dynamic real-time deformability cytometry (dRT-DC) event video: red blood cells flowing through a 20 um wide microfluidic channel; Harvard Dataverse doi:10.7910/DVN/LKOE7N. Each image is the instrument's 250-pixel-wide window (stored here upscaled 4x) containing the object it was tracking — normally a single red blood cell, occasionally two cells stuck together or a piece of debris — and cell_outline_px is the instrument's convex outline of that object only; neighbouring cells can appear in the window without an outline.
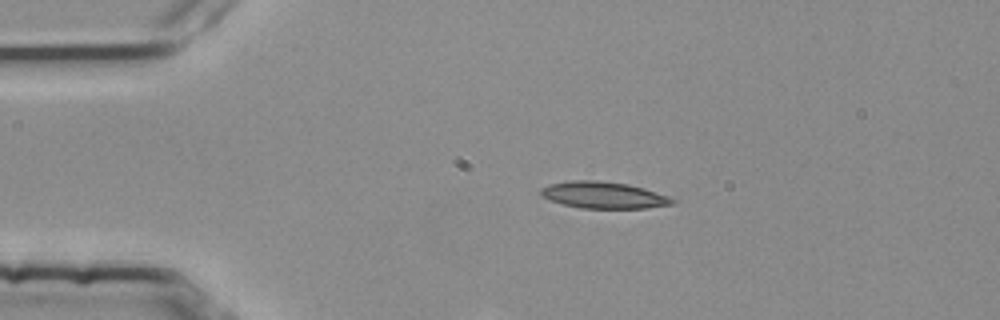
{"species": "common noctule bat (a hibernating species)", "species_latin": "Nyctalus noctula", "temperature_condition": "room temperature", "stored_images_in_passage": 4, "camera_frame_rate_fps": 3000, "um_per_image_px": 0.085, "animal": {"sex": "female", "body_mass_g": 25.1}, "frame": {"image": 1, "passage_image": 1, "time_ms": 0.0, "image_size_px": [1000, 320], "cell_outline_px": [[676, 200], [672, 204], [644, 208], [580, 208], [564, 204], [552, 200], [544, 196], [540, 192], [540, 188], [548, 184], [572, 180], [600, 180], [628, 184], [644, 188], [668, 196]], "centroid_in_image_um": [51.3, 16.57], "position_along_channel_um": 33.7, "area_um2": 20.29}}